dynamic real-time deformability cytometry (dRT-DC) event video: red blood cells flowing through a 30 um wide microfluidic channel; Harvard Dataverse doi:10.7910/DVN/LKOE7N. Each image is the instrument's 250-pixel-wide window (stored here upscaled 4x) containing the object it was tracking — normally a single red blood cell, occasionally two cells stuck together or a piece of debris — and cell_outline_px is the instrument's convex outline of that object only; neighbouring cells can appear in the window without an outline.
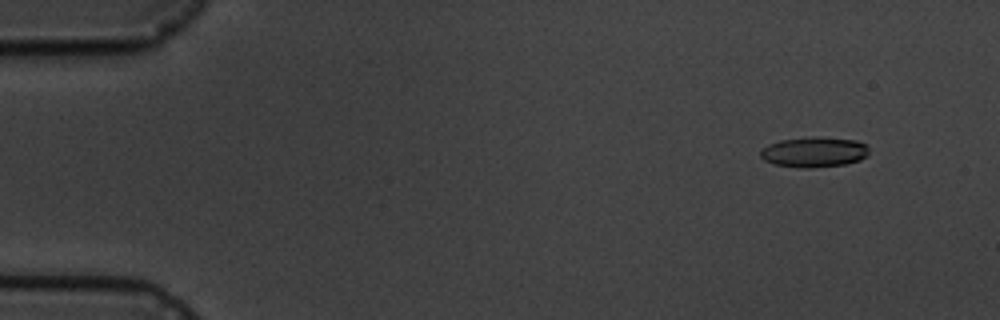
{"species": "common noctule bat (a hibernating species)", "species_latin": "Nyctalus noctula", "temperature_condition": "cold", "stored_images_in_passage": 6, "camera_frame_rate_fps": 3000, "um_per_image_px": 0.085, "animal": {"sex": "male", "body_mass_g": 19.5, "forearm_length_mm": 54.6}, "frame": {"image": 1, "passage_image": 2, "time_ms": 1.333, "image_size_px": [1000, 320], "cell_outline_px": [[868, 152], [860, 160], [844, 164], [812, 168], [800, 168], [772, 164], [764, 160], [760, 156], [760, 152], [768, 144], [780, 140], [816, 136], [856, 140], [864, 144], [868, 148]], "centroid_in_image_um": [69.16, 12.93], "position_along_channel_um": 15.8, "area_um2": 19.13}}
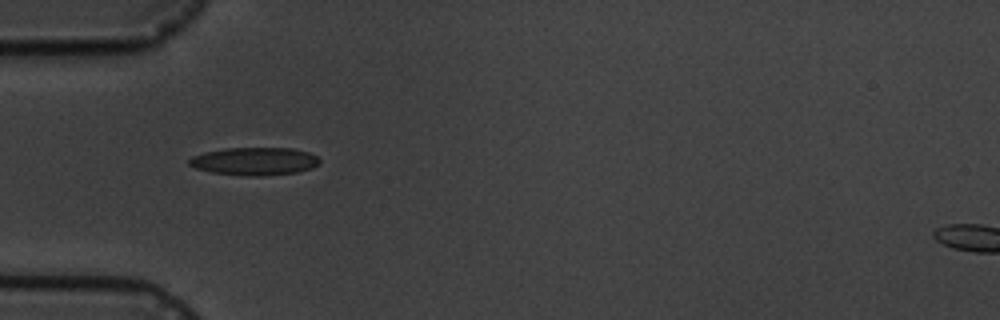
{"frame": {"image": 2, "passage_image": 6, "time_ms": 5.667, "image_size_px": [1000, 320], "cell_outline_px": [[320, 164], [312, 168], [296, 172], [260, 176], [248, 176], [212, 172], [196, 168], [188, 164], [188, 160], [192, 156], [204, 152], [224, 148], [292, 148], [308, 152], [316, 156], [320, 160]], "centroid_in_image_um": [21.63, 13.7], "position_along_channel_um": 63.4, "area_um2": 21.15}}